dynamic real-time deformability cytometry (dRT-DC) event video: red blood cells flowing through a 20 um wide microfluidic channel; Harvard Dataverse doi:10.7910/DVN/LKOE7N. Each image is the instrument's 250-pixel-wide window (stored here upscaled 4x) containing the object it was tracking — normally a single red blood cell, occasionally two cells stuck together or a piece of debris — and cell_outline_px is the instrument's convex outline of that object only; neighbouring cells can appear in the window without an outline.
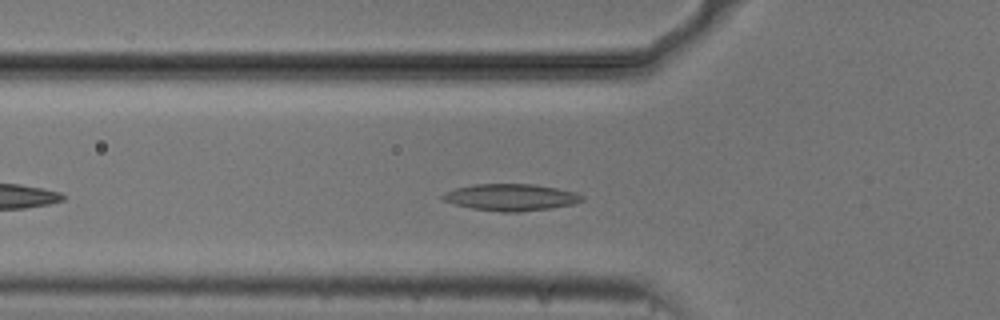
{"species": "common noctule bat (a hibernating species)", "species_latin": "Nyctalus noctula", "temperature_condition": "cold", "stored_images_in_passage": 33, "camera_frame_rate_fps": 3000, "um_per_image_px": 0.085, "animal": {"sex": "male", "body_mass_g": 20.5, "forearm_length_mm": 52.5}, "frame": {"image": 1, "passage_image": 8, "time_ms": 2.333, "image_size_px": [1000, 320], "cell_outline_px": [[584, 200], [572, 204], [552, 208], [520, 212], [500, 212], [472, 208], [456, 204], [444, 200], [440, 196], [444, 192], [456, 188], [472, 184], [532, 184], [556, 188], [576, 192], [584, 196]], "centroid_in_image_um": [43.43, 16.77], "position_along_channel_um": 82.4, "area_um2": 21.73}}
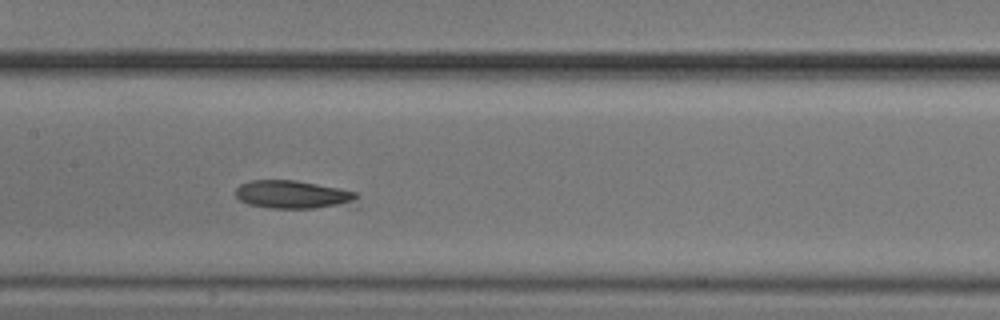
{"frame": {"image": 2, "passage_image": 16, "time_ms": 5.0, "image_size_px": [1000, 320], "cell_outline_px": [[360, 208], [272, 208], [248, 204], [240, 200], [236, 196], [236, 188], [240, 184], [248, 180], [296, 180], [340, 188], [360, 192]], "centroid_in_image_um": [25.16, 16.57], "position_along_channel_um": 182.2, "area_um2": 21.1}}
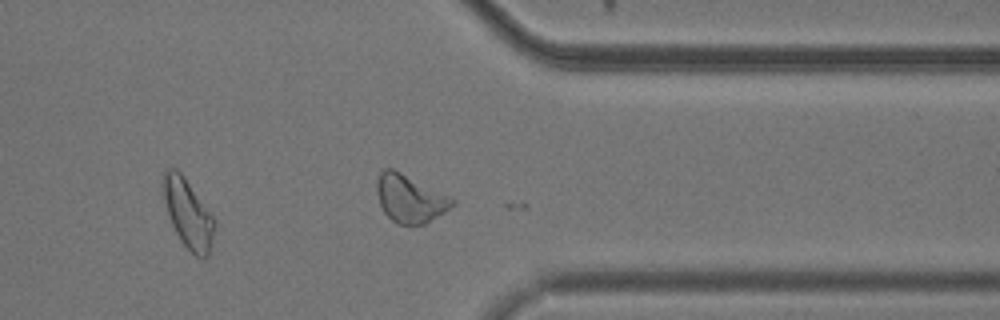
{"frame": {"image": 3, "passage_image": 32, "time_ms": 10.333, "image_size_px": [1000, 320], "cell_outline_px": [[456, 204], [444, 212], [424, 224], [396, 224], [384, 212], [380, 204], [376, 192], [376, 180], [380, 172], [384, 168], [392, 168], [452, 196], [456, 200]], "centroid_in_image_um": [34.85, 16.86], "position_along_channel_um": 376.5, "area_um2": 21.15}}